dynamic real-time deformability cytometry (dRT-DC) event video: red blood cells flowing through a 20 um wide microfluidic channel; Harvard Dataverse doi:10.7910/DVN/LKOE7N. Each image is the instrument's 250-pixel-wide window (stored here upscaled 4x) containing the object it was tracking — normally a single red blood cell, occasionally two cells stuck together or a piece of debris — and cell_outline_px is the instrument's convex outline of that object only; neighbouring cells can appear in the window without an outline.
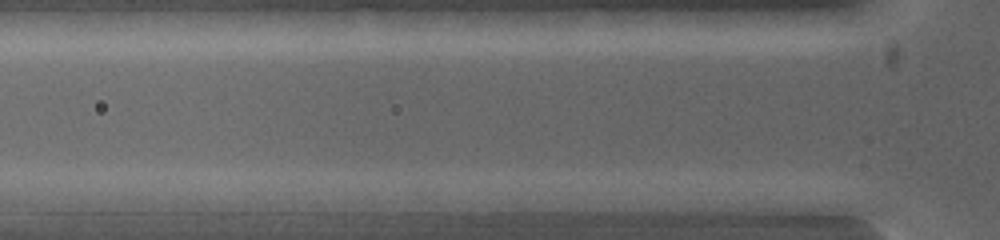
{"species": "common noctule bat (a hibernating species)", "species_latin": "Nyctalus noctula", "temperature_condition": "warm", "stored_images_in_passage": 4, "segment_of_instrument_passage": [2, 2], "camera_frame_rate_fps": 5000, "um_per_image_px": 0.085, "animal": {"sex": "female", "body_mass_g": 19.0, "forearm_length_mm": 53.3}, "frame": {"image": 1, "passage_image": 4, "time_ms": 1.4, "image_size_px": [1000, 240], "cell_outline_px": [[608, 200], [592, 208], [524, 212], [508, 200], [520, 192], [584, 192]], "centroid_in_image_um": [47.17, 17.09], "position_along_channel_um": 78.6, "area_um2": 10.81}}